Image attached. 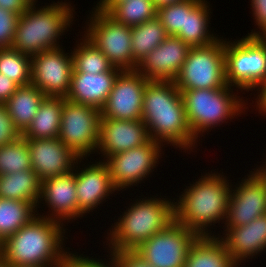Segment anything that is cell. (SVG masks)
Returning a JSON list of instances; mask_svg holds the SVG:
<instances>
[{"instance_id": "cell-8", "label": "cell", "mask_w": 266, "mask_h": 267, "mask_svg": "<svg viewBox=\"0 0 266 267\" xmlns=\"http://www.w3.org/2000/svg\"><path fill=\"white\" fill-rule=\"evenodd\" d=\"M94 6V7H93ZM79 31L121 70H132L131 27L112 18L95 4ZM91 14V15H90ZM85 25V26H84Z\"/></svg>"}, {"instance_id": "cell-33", "label": "cell", "mask_w": 266, "mask_h": 267, "mask_svg": "<svg viewBox=\"0 0 266 267\" xmlns=\"http://www.w3.org/2000/svg\"><path fill=\"white\" fill-rule=\"evenodd\" d=\"M31 169L27 141L22 136L0 147V175Z\"/></svg>"}, {"instance_id": "cell-42", "label": "cell", "mask_w": 266, "mask_h": 267, "mask_svg": "<svg viewBox=\"0 0 266 267\" xmlns=\"http://www.w3.org/2000/svg\"><path fill=\"white\" fill-rule=\"evenodd\" d=\"M29 6L26 0H0V8L21 15Z\"/></svg>"}, {"instance_id": "cell-31", "label": "cell", "mask_w": 266, "mask_h": 267, "mask_svg": "<svg viewBox=\"0 0 266 267\" xmlns=\"http://www.w3.org/2000/svg\"><path fill=\"white\" fill-rule=\"evenodd\" d=\"M0 73L18 86L31 83V56L13 48L0 49Z\"/></svg>"}, {"instance_id": "cell-36", "label": "cell", "mask_w": 266, "mask_h": 267, "mask_svg": "<svg viewBox=\"0 0 266 267\" xmlns=\"http://www.w3.org/2000/svg\"><path fill=\"white\" fill-rule=\"evenodd\" d=\"M19 14L0 8V49L12 46Z\"/></svg>"}, {"instance_id": "cell-23", "label": "cell", "mask_w": 266, "mask_h": 267, "mask_svg": "<svg viewBox=\"0 0 266 267\" xmlns=\"http://www.w3.org/2000/svg\"><path fill=\"white\" fill-rule=\"evenodd\" d=\"M209 0H199L187 13L185 22V33H178L180 38L190 48L207 46L217 41L222 35L214 32L211 28V17L214 16L212 4Z\"/></svg>"}, {"instance_id": "cell-12", "label": "cell", "mask_w": 266, "mask_h": 267, "mask_svg": "<svg viewBox=\"0 0 266 267\" xmlns=\"http://www.w3.org/2000/svg\"><path fill=\"white\" fill-rule=\"evenodd\" d=\"M74 174L78 221L84 217H93V212L97 213V210L100 211L103 206H106L105 202L108 203V200H112L110 196L116 198L117 195H120L112 183L109 168L104 161L95 160L94 157L93 159L80 158L74 167Z\"/></svg>"}, {"instance_id": "cell-6", "label": "cell", "mask_w": 266, "mask_h": 267, "mask_svg": "<svg viewBox=\"0 0 266 267\" xmlns=\"http://www.w3.org/2000/svg\"><path fill=\"white\" fill-rule=\"evenodd\" d=\"M243 94L240 89L229 85L218 89H189L181 92L188 125L201 144L211 130H222L223 124L234 123L233 120L242 115L249 116L250 98Z\"/></svg>"}, {"instance_id": "cell-15", "label": "cell", "mask_w": 266, "mask_h": 267, "mask_svg": "<svg viewBox=\"0 0 266 267\" xmlns=\"http://www.w3.org/2000/svg\"><path fill=\"white\" fill-rule=\"evenodd\" d=\"M245 171L247 174L244 173V177L236 178V183L232 182L222 229L243 226L266 214V185L251 168Z\"/></svg>"}, {"instance_id": "cell-14", "label": "cell", "mask_w": 266, "mask_h": 267, "mask_svg": "<svg viewBox=\"0 0 266 267\" xmlns=\"http://www.w3.org/2000/svg\"><path fill=\"white\" fill-rule=\"evenodd\" d=\"M72 72L71 49L66 51L64 46L31 57V84L40 89L45 96L66 98Z\"/></svg>"}, {"instance_id": "cell-28", "label": "cell", "mask_w": 266, "mask_h": 267, "mask_svg": "<svg viewBox=\"0 0 266 267\" xmlns=\"http://www.w3.org/2000/svg\"><path fill=\"white\" fill-rule=\"evenodd\" d=\"M80 34L75 35L78 37L74 46L71 49L73 57V68L77 72L87 74H98L103 72H121L122 70L114 67L108 58L80 31ZM80 36V38H79Z\"/></svg>"}, {"instance_id": "cell-26", "label": "cell", "mask_w": 266, "mask_h": 267, "mask_svg": "<svg viewBox=\"0 0 266 267\" xmlns=\"http://www.w3.org/2000/svg\"><path fill=\"white\" fill-rule=\"evenodd\" d=\"M45 97L40 89L30 83L18 86L15 93L4 103L15 127L21 134L31 124Z\"/></svg>"}, {"instance_id": "cell-18", "label": "cell", "mask_w": 266, "mask_h": 267, "mask_svg": "<svg viewBox=\"0 0 266 267\" xmlns=\"http://www.w3.org/2000/svg\"><path fill=\"white\" fill-rule=\"evenodd\" d=\"M150 140L146 124L140 120L100 119L99 142L95 159L105 161L110 156L127 151ZM103 158V159H102Z\"/></svg>"}, {"instance_id": "cell-17", "label": "cell", "mask_w": 266, "mask_h": 267, "mask_svg": "<svg viewBox=\"0 0 266 267\" xmlns=\"http://www.w3.org/2000/svg\"><path fill=\"white\" fill-rule=\"evenodd\" d=\"M37 215L60 221L65 226H69V223L72 224L76 220L74 224L79 223L74 170L42 180Z\"/></svg>"}, {"instance_id": "cell-2", "label": "cell", "mask_w": 266, "mask_h": 267, "mask_svg": "<svg viewBox=\"0 0 266 267\" xmlns=\"http://www.w3.org/2000/svg\"><path fill=\"white\" fill-rule=\"evenodd\" d=\"M139 193H141L140 196L137 194L135 198H128L131 202L125 199L123 203L126 202L127 206L124 205L126 209L123 207L120 209L119 216L115 215L113 219L111 218L110 227L108 226L105 232L100 231L101 234L104 233L102 239L105 238L99 244L103 245V250L108 252L135 250L142 242L150 239L175 220L172 194L164 196L159 192V195L157 193L152 195L149 192L145 197L140 190Z\"/></svg>"}, {"instance_id": "cell-45", "label": "cell", "mask_w": 266, "mask_h": 267, "mask_svg": "<svg viewBox=\"0 0 266 267\" xmlns=\"http://www.w3.org/2000/svg\"><path fill=\"white\" fill-rule=\"evenodd\" d=\"M155 8L159 9L160 7L166 6V5H172L175 3L183 2L185 0H152Z\"/></svg>"}, {"instance_id": "cell-32", "label": "cell", "mask_w": 266, "mask_h": 267, "mask_svg": "<svg viewBox=\"0 0 266 267\" xmlns=\"http://www.w3.org/2000/svg\"><path fill=\"white\" fill-rule=\"evenodd\" d=\"M108 14L116 21L133 27L154 18L157 9L152 0H130L114 6Z\"/></svg>"}, {"instance_id": "cell-4", "label": "cell", "mask_w": 266, "mask_h": 267, "mask_svg": "<svg viewBox=\"0 0 266 267\" xmlns=\"http://www.w3.org/2000/svg\"><path fill=\"white\" fill-rule=\"evenodd\" d=\"M65 227L60 221L37 215L2 242L0 255L12 265L64 267L71 250L66 245L71 230Z\"/></svg>"}, {"instance_id": "cell-47", "label": "cell", "mask_w": 266, "mask_h": 267, "mask_svg": "<svg viewBox=\"0 0 266 267\" xmlns=\"http://www.w3.org/2000/svg\"><path fill=\"white\" fill-rule=\"evenodd\" d=\"M26 2H27L29 5H34V4H38V3H39V4L41 3V4L44 5V4H47V3H48V2H45V1L42 3L41 1L39 2V0H26Z\"/></svg>"}, {"instance_id": "cell-39", "label": "cell", "mask_w": 266, "mask_h": 267, "mask_svg": "<svg viewBox=\"0 0 266 267\" xmlns=\"http://www.w3.org/2000/svg\"><path fill=\"white\" fill-rule=\"evenodd\" d=\"M118 267H153L134 250L110 252Z\"/></svg>"}, {"instance_id": "cell-20", "label": "cell", "mask_w": 266, "mask_h": 267, "mask_svg": "<svg viewBox=\"0 0 266 267\" xmlns=\"http://www.w3.org/2000/svg\"><path fill=\"white\" fill-rule=\"evenodd\" d=\"M218 237L233 260L240 267H246L245 263L266 254V214L243 226L220 229Z\"/></svg>"}, {"instance_id": "cell-38", "label": "cell", "mask_w": 266, "mask_h": 267, "mask_svg": "<svg viewBox=\"0 0 266 267\" xmlns=\"http://www.w3.org/2000/svg\"><path fill=\"white\" fill-rule=\"evenodd\" d=\"M22 134L15 127L5 104H0V147L19 139Z\"/></svg>"}, {"instance_id": "cell-10", "label": "cell", "mask_w": 266, "mask_h": 267, "mask_svg": "<svg viewBox=\"0 0 266 267\" xmlns=\"http://www.w3.org/2000/svg\"><path fill=\"white\" fill-rule=\"evenodd\" d=\"M165 148L162 143L150 139L146 144L107 158L104 162L109 168L114 187L121 194L129 190L126 192L129 194L134 187L141 188V184H146L147 180L150 183L153 172L155 174L158 166H162L160 163L165 158Z\"/></svg>"}, {"instance_id": "cell-5", "label": "cell", "mask_w": 266, "mask_h": 267, "mask_svg": "<svg viewBox=\"0 0 266 267\" xmlns=\"http://www.w3.org/2000/svg\"><path fill=\"white\" fill-rule=\"evenodd\" d=\"M51 1L44 6L29 5L19 16L11 48L32 57L63 47V37L67 39L66 34L74 31L72 25L79 19L78 8L71 0Z\"/></svg>"}, {"instance_id": "cell-9", "label": "cell", "mask_w": 266, "mask_h": 267, "mask_svg": "<svg viewBox=\"0 0 266 267\" xmlns=\"http://www.w3.org/2000/svg\"><path fill=\"white\" fill-rule=\"evenodd\" d=\"M225 35L207 46L191 47L186 61L173 81L180 92L189 89L224 88Z\"/></svg>"}, {"instance_id": "cell-1", "label": "cell", "mask_w": 266, "mask_h": 267, "mask_svg": "<svg viewBox=\"0 0 266 267\" xmlns=\"http://www.w3.org/2000/svg\"><path fill=\"white\" fill-rule=\"evenodd\" d=\"M209 168L200 170L203 173L195 175L198 179L187 186L183 184V191L174 196L175 220L199 236L219 235L217 229H222L225 223L234 181L223 168L220 171Z\"/></svg>"}, {"instance_id": "cell-27", "label": "cell", "mask_w": 266, "mask_h": 267, "mask_svg": "<svg viewBox=\"0 0 266 267\" xmlns=\"http://www.w3.org/2000/svg\"><path fill=\"white\" fill-rule=\"evenodd\" d=\"M41 186L42 180L33 169L0 175V198L23 200L37 207Z\"/></svg>"}, {"instance_id": "cell-37", "label": "cell", "mask_w": 266, "mask_h": 267, "mask_svg": "<svg viewBox=\"0 0 266 267\" xmlns=\"http://www.w3.org/2000/svg\"><path fill=\"white\" fill-rule=\"evenodd\" d=\"M250 13L252 14V19L254 28L251 29L250 33L248 31L245 36H262L266 37V0H249ZM257 27V28H256Z\"/></svg>"}, {"instance_id": "cell-22", "label": "cell", "mask_w": 266, "mask_h": 267, "mask_svg": "<svg viewBox=\"0 0 266 267\" xmlns=\"http://www.w3.org/2000/svg\"><path fill=\"white\" fill-rule=\"evenodd\" d=\"M119 73L103 72L92 75L91 73L77 72L73 68L71 85L66 99L101 110L108 100Z\"/></svg>"}, {"instance_id": "cell-25", "label": "cell", "mask_w": 266, "mask_h": 267, "mask_svg": "<svg viewBox=\"0 0 266 267\" xmlns=\"http://www.w3.org/2000/svg\"><path fill=\"white\" fill-rule=\"evenodd\" d=\"M65 99V97L46 96L31 124L22 133V137L25 139L58 138Z\"/></svg>"}, {"instance_id": "cell-30", "label": "cell", "mask_w": 266, "mask_h": 267, "mask_svg": "<svg viewBox=\"0 0 266 267\" xmlns=\"http://www.w3.org/2000/svg\"><path fill=\"white\" fill-rule=\"evenodd\" d=\"M37 216V207L30 202L0 198V240L17 232Z\"/></svg>"}, {"instance_id": "cell-48", "label": "cell", "mask_w": 266, "mask_h": 267, "mask_svg": "<svg viewBox=\"0 0 266 267\" xmlns=\"http://www.w3.org/2000/svg\"><path fill=\"white\" fill-rule=\"evenodd\" d=\"M9 267H44V266H26V265H12V264H9Z\"/></svg>"}, {"instance_id": "cell-16", "label": "cell", "mask_w": 266, "mask_h": 267, "mask_svg": "<svg viewBox=\"0 0 266 267\" xmlns=\"http://www.w3.org/2000/svg\"><path fill=\"white\" fill-rule=\"evenodd\" d=\"M149 82L137 70H122L113 85L103 108L101 118L140 120L144 90Z\"/></svg>"}, {"instance_id": "cell-44", "label": "cell", "mask_w": 266, "mask_h": 267, "mask_svg": "<svg viewBox=\"0 0 266 267\" xmlns=\"http://www.w3.org/2000/svg\"><path fill=\"white\" fill-rule=\"evenodd\" d=\"M266 151V150H265ZM266 152L262 154V156L264 155L265 159L263 158L262 161H260L259 164H254V166H251L252 167V170L256 173V175L265 183L266 185ZM255 167V168H253Z\"/></svg>"}, {"instance_id": "cell-46", "label": "cell", "mask_w": 266, "mask_h": 267, "mask_svg": "<svg viewBox=\"0 0 266 267\" xmlns=\"http://www.w3.org/2000/svg\"><path fill=\"white\" fill-rule=\"evenodd\" d=\"M0 267H9V263L0 255Z\"/></svg>"}, {"instance_id": "cell-11", "label": "cell", "mask_w": 266, "mask_h": 267, "mask_svg": "<svg viewBox=\"0 0 266 267\" xmlns=\"http://www.w3.org/2000/svg\"><path fill=\"white\" fill-rule=\"evenodd\" d=\"M100 119L99 109L65 99L58 138L80 158H95Z\"/></svg>"}, {"instance_id": "cell-40", "label": "cell", "mask_w": 266, "mask_h": 267, "mask_svg": "<svg viewBox=\"0 0 266 267\" xmlns=\"http://www.w3.org/2000/svg\"><path fill=\"white\" fill-rule=\"evenodd\" d=\"M254 101H253V100ZM251 112L259 114L262 116L261 118L264 119L266 117V84L257 92V94L254 97H251ZM253 108V109H252ZM264 117V118H263Z\"/></svg>"}, {"instance_id": "cell-35", "label": "cell", "mask_w": 266, "mask_h": 267, "mask_svg": "<svg viewBox=\"0 0 266 267\" xmlns=\"http://www.w3.org/2000/svg\"><path fill=\"white\" fill-rule=\"evenodd\" d=\"M73 249L74 247L71 248L72 251L68 252L64 267H118L113 255L108 251L104 250V254H101V256L98 255L99 253L95 254V252L88 256L87 252L84 251L81 254L83 250L81 248H78L79 252H77V249H74V251Z\"/></svg>"}, {"instance_id": "cell-41", "label": "cell", "mask_w": 266, "mask_h": 267, "mask_svg": "<svg viewBox=\"0 0 266 267\" xmlns=\"http://www.w3.org/2000/svg\"><path fill=\"white\" fill-rule=\"evenodd\" d=\"M18 87L12 80L0 73V104H4Z\"/></svg>"}, {"instance_id": "cell-19", "label": "cell", "mask_w": 266, "mask_h": 267, "mask_svg": "<svg viewBox=\"0 0 266 267\" xmlns=\"http://www.w3.org/2000/svg\"><path fill=\"white\" fill-rule=\"evenodd\" d=\"M26 141L31 169L41 180L73 171L80 159L59 138L26 139Z\"/></svg>"}, {"instance_id": "cell-49", "label": "cell", "mask_w": 266, "mask_h": 267, "mask_svg": "<svg viewBox=\"0 0 266 267\" xmlns=\"http://www.w3.org/2000/svg\"><path fill=\"white\" fill-rule=\"evenodd\" d=\"M1 247H2V241L0 240V252H1Z\"/></svg>"}, {"instance_id": "cell-24", "label": "cell", "mask_w": 266, "mask_h": 267, "mask_svg": "<svg viewBox=\"0 0 266 267\" xmlns=\"http://www.w3.org/2000/svg\"><path fill=\"white\" fill-rule=\"evenodd\" d=\"M184 267H240L218 236H199L192 244Z\"/></svg>"}, {"instance_id": "cell-29", "label": "cell", "mask_w": 266, "mask_h": 267, "mask_svg": "<svg viewBox=\"0 0 266 267\" xmlns=\"http://www.w3.org/2000/svg\"><path fill=\"white\" fill-rule=\"evenodd\" d=\"M131 35L132 70H136L137 65L144 57L168 37L165 28L157 16L142 24L131 27Z\"/></svg>"}, {"instance_id": "cell-3", "label": "cell", "mask_w": 266, "mask_h": 267, "mask_svg": "<svg viewBox=\"0 0 266 267\" xmlns=\"http://www.w3.org/2000/svg\"><path fill=\"white\" fill-rule=\"evenodd\" d=\"M141 120L148 128L150 139L162 143L166 148L177 149L183 155L192 153L194 158L197 150L200 151L202 144L188 125L181 92L173 81L147 83Z\"/></svg>"}, {"instance_id": "cell-13", "label": "cell", "mask_w": 266, "mask_h": 267, "mask_svg": "<svg viewBox=\"0 0 266 267\" xmlns=\"http://www.w3.org/2000/svg\"><path fill=\"white\" fill-rule=\"evenodd\" d=\"M198 237L194 231L174 220L134 251L153 267H184L188 252Z\"/></svg>"}, {"instance_id": "cell-43", "label": "cell", "mask_w": 266, "mask_h": 267, "mask_svg": "<svg viewBox=\"0 0 266 267\" xmlns=\"http://www.w3.org/2000/svg\"><path fill=\"white\" fill-rule=\"evenodd\" d=\"M130 0H98L94 1L95 4L100 10L108 13L114 6L118 5L119 3L126 2Z\"/></svg>"}, {"instance_id": "cell-21", "label": "cell", "mask_w": 266, "mask_h": 267, "mask_svg": "<svg viewBox=\"0 0 266 267\" xmlns=\"http://www.w3.org/2000/svg\"><path fill=\"white\" fill-rule=\"evenodd\" d=\"M190 47L176 36H168L147 54L136 70L149 81H174Z\"/></svg>"}, {"instance_id": "cell-7", "label": "cell", "mask_w": 266, "mask_h": 267, "mask_svg": "<svg viewBox=\"0 0 266 267\" xmlns=\"http://www.w3.org/2000/svg\"><path fill=\"white\" fill-rule=\"evenodd\" d=\"M230 39L225 35L226 82L251 99L266 84V37Z\"/></svg>"}, {"instance_id": "cell-34", "label": "cell", "mask_w": 266, "mask_h": 267, "mask_svg": "<svg viewBox=\"0 0 266 267\" xmlns=\"http://www.w3.org/2000/svg\"><path fill=\"white\" fill-rule=\"evenodd\" d=\"M198 1L199 0H185L157 9L156 16L160 19L168 36H176L178 33H185L186 13Z\"/></svg>"}]
</instances>
